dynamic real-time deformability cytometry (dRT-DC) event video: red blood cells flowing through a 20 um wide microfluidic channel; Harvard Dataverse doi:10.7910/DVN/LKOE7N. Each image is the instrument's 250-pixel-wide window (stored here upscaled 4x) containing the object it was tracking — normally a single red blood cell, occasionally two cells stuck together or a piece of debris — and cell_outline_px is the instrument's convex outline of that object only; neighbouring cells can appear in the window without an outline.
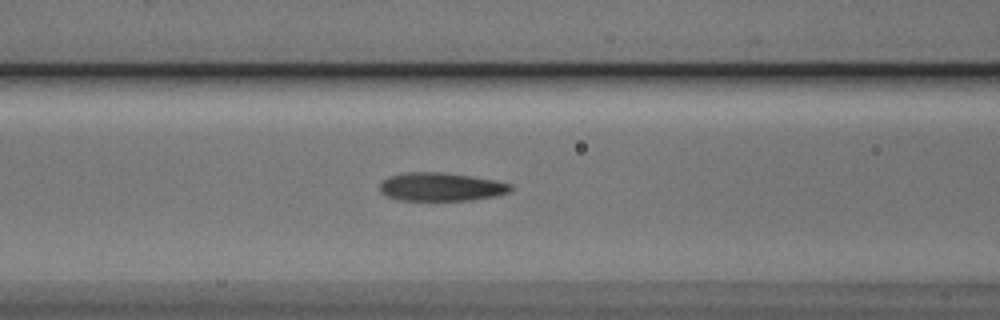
{"species": "Egyptian fruit bat (a non-hibernating species)", "species_latin": "Rousettus aegyptiacus", "temperature_condition": "cold", "stored_images_in_passage": 50, "camera_frame_rate_fps": 3000, "um_per_image_px": 0.085, "animal": {"sex": "male"}, "frame": {"image": 1, "passage_image": 22, "time_ms": 7.0, "image_size_px": [1000, 320], "cell_outline_px": [[512, 188], [508, 192], [496, 196], [472, 200], [396, 200], [380, 192], [380, 184], [384, 180], [392, 176], [408, 172], [444, 172], [472, 176], [496, 180], [512, 184]], "centroid_in_image_um": [37.52, 15.88], "position_along_channel_um": 129.1, "area_um2": 21.62}}
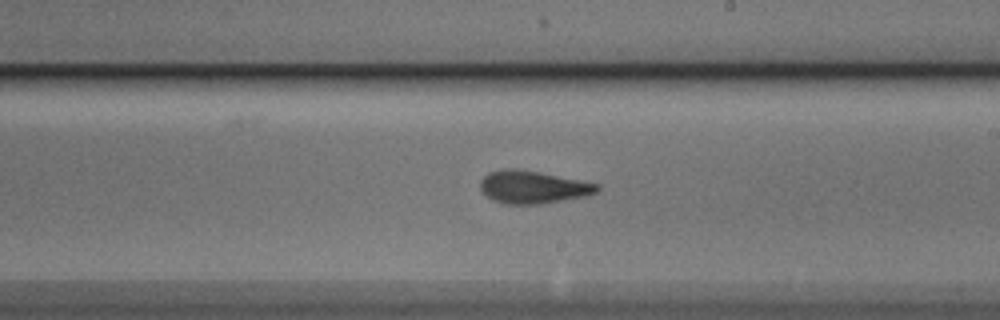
{"frame": {"image": 2, "passage_image": 31, "time_ms": 10.0, "image_size_px": [1000, 320], "cell_outline_px": [[600, 188], [596, 192], [588, 196], [536, 204], [504, 204], [492, 200], [480, 188], [480, 180], [488, 172], [504, 168], [516, 168], [540, 172], [600, 184]], "centroid_in_image_um": [45.29, 15.89], "position_along_channel_um": 243.7, "area_um2": 22.31}}
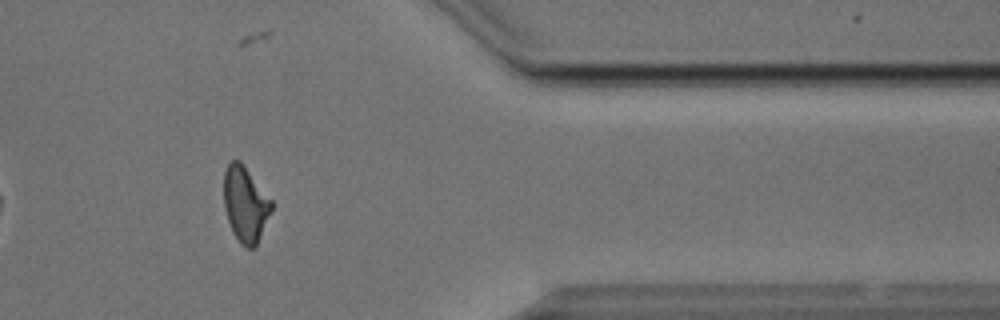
{"frame": {"image": 3, "passage_image": 44, "time_ms": 14.333, "image_size_px": [1000, 320], "cell_outline_px": [[272, 208], [260, 236], [256, 244], [252, 248], [248, 248], [240, 244], [232, 232], [224, 208], [224, 172], [228, 164], [232, 160], [240, 160], [272, 200]], "centroid_in_image_um": [20.83, 17.34], "position_along_channel_um": 390.6, "area_um2": 20.75}, "authors_computed_cell_mechanics": {"area_um2": 21.097, "velocity_mm_per_s": 3.8266, "shape_relaxation_time_tau1_ms": 3.6996, "shape_relaxation_time_tau2_ms": 1.6697, "deformation_change_tau1": 0.1763, "deformation_change_tau2": 0.1004}}